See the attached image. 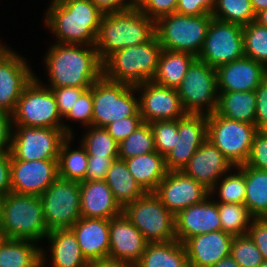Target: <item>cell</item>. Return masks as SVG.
Returning <instances> with one entry per match:
<instances>
[{
  "instance_id": "cell-41",
  "label": "cell",
  "mask_w": 267,
  "mask_h": 267,
  "mask_svg": "<svg viewBox=\"0 0 267 267\" xmlns=\"http://www.w3.org/2000/svg\"><path fill=\"white\" fill-rule=\"evenodd\" d=\"M89 132L81 140L89 156L118 157L116 142L103 127L90 126Z\"/></svg>"
},
{
  "instance_id": "cell-50",
  "label": "cell",
  "mask_w": 267,
  "mask_h": 267,
  "mask_svg": "<svg viewBox=\"0 0 267 267\" xmlns=\"http://www.w3.org/2000/svg\"><path fill=\"white\" fill-rule=\"evenodd\" d=\"M118 157H96L88 155L85 181L105 180L112 162Z\"/></svg>"
},
{
  "instance_id": "cell-64",
  "label": "cell",
  "mask_w": 267,
  "mask_h": 267,
  "mask_svg": "<svg viewBox=\"0 0 267 267\" xmlns=\"http://www.w3.org/2000/svg\"><path fill=\"white\" fill-rule=\"evenodd\" d=\"M1 201H2V196H0V213H1Z\"/></svg>"
},
{
  "instance_id": "cell-37",
  "label": "cell",
  "mask_w": 267,
  "mask_h": 267,
  "mask_svg": "<svg viewBox=\"0 0 267 267\" xmlns=\"http://www.w3.org/2000/svg\"><path fill=\"white\" fill-rule=\"evenodd\" d=\"M217 204L222 231L230 233L233 236L246 234L248 232L254 217L245 204Z\"/></svg>"
},
{
  "instance_id": "cell-8",
  "label": "cell",
  "mask_w": 267,
  "mask_h": 267,
  "mask_svg": "<svg viewBox=\"0 0 267 267\" xmlns=\"http://www.w3.org/2000/svg\"><path fill=\"white\" fill-rule=\"evenodd\" d=\"M136 87L126 83L110 81L101 76L92 85V126L105 128L118 119L141 116Z\"/></svg>"
},
{
  "instance_id": "cell-13",
  "label": "cell",
  "mask_w": 267,
  "mask_h": 267,
  "mask_svg": "<svg viewBox=\"0 0 267 267\" xmlns=\"http://www.w3.org/2000/svg\"><path fill=\"white\" fill-rule=\"evenodd\" d=\"M47 228L70 229L80 218L79 182L57 178L40 195Z\"/></svg>"
},
{
  "instance_id": "cell-33",
  "label": "cell",
  "mask_w": 267,
  "mask_h": 267,
  "mask_svg": "<svg viewBox=\"0 0 267 267\" xmlns=\"http://www.w3.org/2000/svg\"><path fill=\"white\" fill-rule=\"evenodd\" d=\"M195 59L194 55L187 52L163 49L152 81L159 85L176 89Z\"/></svg>"
},
{
  "instance_id": "cell-62",
  "label": "cell",
  "mask_w": 267,
  "mask_h": 267,
  "mask_svg": "<svg viewBox=\"0 0 267 267\" xmlns=\"http://www.w3.org/2000/svg\"><path fill=\"white\" fill-rule=\"evenodd\" d=\"M260 267H267V260H264Z\"/></svg>"
},
{
  "instance_id": "cell-24",
  "label": "cell",
  "mask_w": 267,
  "mask_h": 267,
  "mask_svg": "<svg viewBox=\"0 0 267 267\" xmlns=\"http://www.w3.org/2000/svg\"><path fill=\"white\" fill-rule=\"evenodd\" d=\"M233 235L217 230L189 238L185 243L189 267H212L230 255Z\"/></svg>"
},
{
  "instance_id": "cell-53",
  "label": "cell",
  "mask_w": 267,
  "mask_h": 267,
  "mask_svg": "<svg viewBox=\"0 0 267 267\" xmlns=\"http://www.w3.org/2000/svg\"><path fill=\"white\" fill-rule=\"evenodd\" d=\"M13 133L12 115L0 111V153L10 152Z\"/></svg>"
},
{
  "instance_id": "cell-61",
  "label": "cell",
  "mask_w": 267,
  "mask_h": 267,
  "mask_svg": "<svg viewBox=\"0 0 267 267\" xmlns=\"http://www.w3.org/2000/svg\"><path fill=\"white\" fill-rule=\"evenodd\" d=\"M7 239L3 230L1 229V226H0V245L2 244V242Z\"/></svg>"
},
{
  "instance_id": "cell-22",
  "label": "cell",
  "mask_w": 267,
  "mask_h": 267,
  "mask_svg": "<svg viewBox=\"0 0 267 267\" xmlns=\"http://www.w3.org/2000/svg\"><path fill=\"white\" fill-rule=\"evenodd\" d=\"M210 198L211 195L175 216L176 240L184 244L196 235L221 230L217 201H211Z\"/></svg>"
},
{
  "instance_id": "cell-3",
  "label": "cell",
  "mask_w": 267,
  "mask_h": 267,
  "mask_svg": "<svg viewBox=\"0 0 267 267\" xmlns=\"http://www.w3.org/2000/svg\"><path fill=\"white\" fill-rule=\"evenodd\" d=\"M155 35V21L150 19L138 8L104 13L95 48L100 61L109 55L149 41Z\"/></svg>"
},
{
  "instance_id": "cell-52",
  "label": "cell",
  "mask_w": 267,
  "mask_h": 267,
  "mask_svg": "<svg viewBox=\"0 0 267 267\" xmlns=\"http://www.w3.org/2000/svg\"><path fill=\"white\" fill-rule=\"evenodd\" d=\"M247 233L267 260V218H254Z\"/></svg>"
},
{
  "instance_id": "cell-1",
  "label": "cell",
  "mask_w": 267,
  "mask_h": 267,
  "mask_svg": "<svg viewBox=\"0 0 267 267\" xmlns=\"http://www.w3.org/2000/svg\"><path fill=\"white\" fill-rule=\"evenodd\" d=\"M45 56L49 87L91 88L102 76V62L94 45L54 43Z\"/></svg>"
},
{
  "instance_id": "cell-40",
  "label": "cell",
  "mask_w": 267,
  "mask_h": 267,
  "mask_svg": "<svg viewBox=\"0 0 267 267\" xmlns=\"http://www.w3.org/2000/svg\"><path fill=\"white\" fill-rule=\"evenodd\" d=\"M243 45L245 57L267 68V27L255 21L243 26Z\"/></svg>"
},
{
  "instance_id": "cell-47",
  "label": "cell",
  "mask_w": 267,
  "mask_h": 267,
  "mask_svg": "<svg viewBox=\"0 0 267 267\" xmlns=\"http://www.w3.org/2000/svg\"><path fill=\"white\" fill-rule=\"evenodd\" d=\"M52 90L56 103L58 106V110L62 118H64L75 102L77 101L78 97L87 89L90 88H77V87H48Z\"/></svg>"
},
{
  "instance_id": "cell-43",
  "label": "cell",
  "mask_w": 267,
  "mask_h": 267,
  "mask_svg": "<svg viewBox=\"0 0 267 267\" xmlns=\"http://www.w3.org/2000/svg\"><path fill=\"white\" fill-rule=\"evenodd\" d=\"M150 127L154 136L156 152L166 156L176 146L178 133V119L153 121Z\"/></svg>"
},
{
  "instance_id": "cell-32",
  "label": "cell",
  "mask_w": 267,
  "mask_h": 267,
  "mask_svg": "<svg viewBox=\"0 0 267 267\" xmlns=\"http://www.w3.org/2000/svg\"><path fill=\"white\" fill-rule=\"evenodd\" d=\"M216 113L231 120L255 125V91L218 92Z\"/></svg>"
},
{
  "instance_id": "cell-25",
  "label": "cell",
  "mask_w": 267,
  "mask_h": 267,
  "mask_svg": "<svg viewBox=\"0 0 267 267\" xmlns=\"http://www.w3.org/2000/svg\"><path fill=\"white\" fill-rule=\"evenodd\" d=\"M79 187L81 217L110 220L122 213L105 180L82 181Z\"/></svg>"
},
{
  "instance_id": "cell-23",
  "label": "cell",
  "mask_w": 267,
  "mask_h": 267,
  "mask_svg": "<svg viewBox=\"0 0 267 267\" xmlns=\"http://www.w3.org/2000/svg\"><path fill=\"white\" fill-rule=\"evenodd\" d=\"M218 92L255 91L267 76V68L255 60L242 57L217 69Z\"/></svg>"
},
{
  "instance_id": "cell-51",
  "label": "cell",
  "mask_w": 267,
  "mask_h": 267,
  "mask_svg": "<svg viewBox=\"0 0 267 267\" xmlns=\"http://www.w3.org/2000/svg\"><path fill=\"white\" fill-rule=\"evenodd\" d=\"M256 116L255 126L257 130H267V76L255 89Z\"/></svg>"
},
{
  "instance_id": "cell-44",
  "label": "cell",
  "mask_w": 267,
  "mask_h": 267,
  "mask_svg": "<svg viewBox=\"0 0 267 267\" xmlns=\"http://www.w3.org/2000/svg\"><path fill=\"white\" fill-rule=\"evenodd\" d=\"M178 0H134V7L155 22L166 15L176 12Z\"/></svg>"
},
{
  "instance_id": "cell-5",
  "label": "cell",
  "mask_w": 267,
  "mask_h": 267,
  "mask_svg": "<svg viewBox=\"0 0 267 267\" xmlns=\"http://www.w3.org/2000/svg\"><path fill=\"white\" fill-rule=\"evenodd\" d=\"M0 226L6 238L36 243L46 238L47 228L40 196L8 193L2 197Z\"/></svg>"
},
{
  "instance_id": "cell-20",
  "label": "cell",
  "mask_w": 267,
  "mask_h": 267,
  "mask_svg": "<svg viewBox=\"0 0 267 267\" xmlns=\"http://www.w3.org/2000/svg\"><path fill=\"white\" fill-rule=\"evenodd\" d=\"M148 242L122 212L110 219L109 258L132 264L140 260Z\"/></svg>"
},
{
  "instance_id": "cell-38",
  "label": "cell",
  "mask_w": 267,
  "mask_h": 267,
  "mask_svg": "<svg viewBox=\"0 0 267 267\" xmlns=\"http://www.w3.org/2000/svg\"><path fill=\"white\" fill-rule=\"evenodd\" d=\"M212 17L245 26L255 21L256 14L250 0H216Z\"/></svg>"
},
{
  "instance_id": "cell-42",
  "label": "cell",
  "mask_w": 267,
  "mask_h": 267,
  "mask_svg": "<svg viewBox=\"0 0 267 267\" xmlns=\"http://www.w3.org/2000/svg\"><path fill=\"white\" fill-rule=\"evenodd\" d=\"M230 255L240 267H260L264 261L261 252L248 233L233 237Z\"/></svg>"
},
{
  "instance_id": "cell-36",
  "label": "cell",
  "mask_w": 267,
  "mask_h": 267,
  "mask_svg": "<svg viewBox=\"0 0 267 267\" xmlns=\"http://www.w3.org/2000/svg\"><path fill=\"white\" fill-rule=\"evenodd\" d=\"M155 151L153 132L150 124L146 122H143L127 138L118 143V159L121 160Z\"/></svg>"
},
{
  "instance_id": "cell-56",
  "label": "cell",
  "mask_w": 267,
  "mask_h": 267,
  "mask_svg": "<svg viewBox=\"0 0 267 267\" xmlns=\"http://www.w3.org/2000/svg\"><path fill=\"white\" fill-rule=\"evenodd\" d=\"M87 267H134L132 264L111 258L90 260Z\"/></svg>"
},
{
  "instance_id": "cell-21",
  "label": "cell",
  "mask_w": 267,
  "mask_h": 267,
  "mask_svg": "<svg viewBox=\"0 0 267 267\" xmlns=\"http://www.w3.org/2000/svg\"><path fill=\"white\" fill-rule=\"evenodd\" d=\"M234 168L222 152L206 139L181 171L211 190L217 182L220 183L222 176Z\"/></svg>"
},
{
  "instance_id": "cell-27",
  "label": "cell",
  "mask_w": 267,
  "mask_h": 267,
  "mask_svg": "<svg viewBox=\"0 0 267 267\" xmlns=\"http://www.w3.org/2000/svg\"><path fill=\"white\" fill-rule=\"evenodd\" d=\"M51 263L53 267H87L88 260L83 255L76 235L71 229L49 231Z\"/></svg>"
},
{
  "instance_id": "cell-4",
  "label": "cell",
  "mask_w": 267,
  "mask_h": 267,
  "mask_svg": "<svg viewBox=\"0 0 267 267\" xmlns=\"http://www.w3.org/2000/svg\"><path fill=\"white\" fill-rule=\"evenodd\" d=\"M163 48L156 34L147 42L124 48L102 62V76L110 81L136 86L152 81Z\"/></svg>"
},
{
  "instance_id": "cell-54",
  "label": "cell",
  "mask_w": 267,
  "mask_h": 267,
  "mask_svg": "<svg viewBox=\"0 0 267 267\" xmlns=\"http://www.w3.org/2000/svg\"><path fill=\"white\" fill-rule=\"evenodd\" d=\"M11 154L0 153V196L11 193Z\"/></svg>"
},
{
  "instance_id": "cell-31",
  "label": "cell",
  "mask_w": 267,
  "mask_h": 267,
  "mask_svg": "<svg viewBox=\"0 0 267 267\" xmlns=\"http://www.w3.org/2000/svg\"><path fill=\"white\" fill-rule=\"evenodd\" d=\"M105 182L122 209L146 193L129 172L125 161L121 159L112 162L107 171Z\"/></svg>"
},
{
  "instance_id": "cell-49",
  "label": "cell",
  "mask_w": 267,
  "mask_h": 267,
  "mask_svg": "<svg viewBox=\"0 0 267 267\" xmlns=\"http://www.w3.org/2000/svg\"><path fill=\"white\" fill-rule=\"evenodd\" d=\"M216 0H178L176 13L199 16L212 14Z\"/></svg>"
},
{
  "instance_id": "cell-10",
  "label": "cell",
  "mask_w": 267,
  "mask_h": 267,
  "mask_svg": "<svg viewBox=\"0 0 267 267\" xmlns=\"http://www.w3.org/2000/svg\"><path fill=\"white\" fill-rule=\"evenodd\" d=\"M176 90L187 114L216 112L219 95L217 71L206 62L196 58Z\"/></svg>"
},
{
  "instance_id": "cell-7",
  "label": "cell",
  "mask_w": 267,
  "mask_h": 267,
  "mask_svg": "<svg viewBox=\"0 0 267 267\" xmlns=\"http://www.w3.org/2000/svg\"><path fill=\"white\" fill-rule=\"evenodd\" d=\"M55 96L35 76L24 88L16 109L12 114L13 125L42 128H63L68 136H73L69 126L64 125ZM63 123V124H62Z\"/></svg>"
},
{
  "instance_id": "cell-46",
  "label": "cell",
  "mask_w": 267,
  "mask_h": 267,
  "mask_svg": "<svg viewBox=\"0 0 267 267\" xmlns=\"http://www.w3.org/2000/svg\"><path fill=\"white\" fill-rule=\"evenodd\" d=\"M246 166L267 170V130H257Z\"/></svg>"
},
{
  "instance_id": "cell-29",
  "label": "cell",
  "mask_w": 267,
  "mask_h": 267,
  "mask_svg": "<svg viewBox=\"0 0 267 267\" xmlns=\"http://www.w3.org/2000/svg\"><path fill=\"white\" fill-rule=\"evenodd\" d=\"M36 244L30 240L5 239L0 245V267H44L46 253Z\"/></svg>"
},
{
  "instance_id": "cell-26",
  "label": "cell",
  "mask_w": 267,
  "mask_h": 267,
  "mask_svg": "<svg viewBox=\"0 0 267 267\" xmlns=\"http://www.w3.org/2000/svg\"><path fill=\"white\" fill-rule=\"evenodd\" d=\"M109 225L110 220L81 217L70 228L88 261L109 257Z\"/></svg>"
},
{
  "instance_id": "cell-18",
  "label": "cell",
  "mask_w": 267,
  "mask_h": 267,
  "mask_svg": "<svg viewBox=\"0 0 267 267\" xmlns=\"http://www.w3.org/2000/svg\"><path fill=\"white\" fill-rule=\"evenodd\" d=\"M27 63L11 49L0 56V111L12 115L24 88L35 77Z\"/></svg>"
},
{
  "instance_id": "cell-17",
  "label": "cell",
  "mask_w": 267,
  "mask_h": 267,
  "mask_svg": "<svg viewBox=\"0 0 267 267\" xmlns=\"http://www.w3.org/2000/svg\"><path fill=\"white\" fill-rule=\"evenodd\" d=\"M207 139V115L186 114L178 119L176 146L165 156L168 171H181Z\"/></svg>"
},
{
  "instance_id": "cell-34",
  "label": "cell",
  "mask_w": 267,
  "mask_h": 267,
  "mask_svg": "<svg viewBox=\"0 0 267 267\" xmlns=\"http://www.w3.org/2000/svg\"><path fill=\"white\" fill-rule=\"evenodd\" d=\"M246 196L244 204L254 218H267V170L244 164Z\"/></svg>"
},
{
  "instance_id": "cell-57",
  "label": "cell",
  "mask_w": 267,
  "mask_h": 267,
  "mask_svg": "<svg viewBox=\"0 0 267 267\" xmlns=\"http://www.w3.org/2000/svg\"><path fill=\"white\" fill-rule=\"evenodd\" d=\"M212 267H240V265L229 255L219 260Z\"/></svg>"
},
{
  "instance_id": "cell-60",
  "label": "cell",
  "mask_w": 267,
  "mask_h": 267,
  "mask_svg": "<svg viewBox=\"0 0 267 267\" xmlns=\"http://www.w3.org/2000/svg\"><path fill=\"white\" fill-rule=\"evenodd\" d=\"M10 49L6 45H1L0 43V56L8 52Z\"/></svg>"
},
{
  "instance_id": "cell-11",
  "label": "cell",
  "mask_w": 267,
  "mask_h": 267,
  "mask_svg": "<svg viewBox=\"0 0 267 267\" xmlns=\"http://www.w3.org/2000/svg\"><path fill=\"white\" fill-rule=\"evenodd\" d=\"M256 131L254 124L231 120L216 112L207 115V139L234 167L248 160Z\"/></svg>"
},
{
  "instance_id": "cell-63",
  "label": "cell",
  "mask_w": 267,
  "mask_h": 267,
  "mask_svg": "<svg viewBox=\"0 0 267 267\" xmlns=\"http://www.w3.org/2000/svg\"><path fill=\"white\" fill-rule=\"evenodd\" d=\"M63 1H66V0H52V2H63Z\"/></svg>"
},
{
  "instance_id": "cell-16",
  "label": "cell",
  "mask_w": 267,
  "mask_h": 267,
  "mask_svg": "<svg viewBox=\"0 0 267 267\" xmlns=\"http://www.w3.org/2000/svg\"><path fill=\"white\" fill-rule=\"evenodd\" d=\"M154 193L176 216L183 209L205 200L210 195V190L182 171H168Z\"/></svg>"
},
{
  "instance_id": "cell-30",
  "label": "cell",
  "mask_w": 267,
  "mask_h": 267,
  "mask_svg": "<svg viewBox=\"0 0 267 267\" xmlns=\"http://www.w3.org/2000/svg\"><path fill=\"white\" fill-rule=\"evenodd\" d=\"M134 267H189L185 246L178 240L148 243Z\"/></svg>"
},
{
  "instance_id": "cell-6",
  "label": "cell",
  "mask_w": 267,
  "mask_h": 267,
  "mask_svg": "<svg viewBox=\"0 0 267 267\" xmlns=\"http://www.w3.org/2000/svg\"><path fill=\"white\" fill-rule=\"evenodd\" d=\"M212 19V14L190 16L175 12L155 22V34L163 49L187 52L197 58Z\"/></svg>"
},
{
  "instance_id": "cell-9",
  "label": "cell",
  "mask_w": 267,
  "mask_h": 267,
  "mask_svg": "<svg viewBox=\"0 0 267 267\" xmlns=\"http://www.w3.org/2000/svg\"><path fill=\"white\" fill-rule=\"evenodd\" d=\"M122 212L148 243L176 240L175 216L154 192H146L127 204Z\"/></svg>"
},
{
  "instance_id": "cell-12",
  "label": "cell",
  "mask_w": 267,
  "mask_h": 267,
  "mask_svg": "<svg viewBox=\"0 0 267 267\" xmlns=\"http://www.w3.org/2000/svg\"><path fill=\"white\" fill-rule=\"evenodd\" d=\"M13 126L11 160H58L61 145L68 137L63 128Z\"/></svg>"
},
{
  "instance_id": "cell-28",
  "label": "cell",
  "mask_w": 267,
  "mask_h": 267,
  "mask_svg": "<svg viewBox=\"0 0 267 267\" xmlns=\"http://www.w3.org/2000/svg\"><path fill=\"white\" fill-rule=\"evenodd\" d=\"M124 161L129 172L146 192H154L168 173L165 156L156 151Z\"/></svg>"
},
{
  "instance_id": "cell-35",
  "label": "cell",
  "mask_w": 267,
  "mask_h": 267,
  "mask_svg": "<svg viewBox=\"0 0 267 267\" xmlns=\"http://www.w3.org/2000/svg\"><path fill=\"white\" fill-rule=\"evenodd\" d=\"M72 139L73 136H68L61 145L57 160L58 177L82 182L86 177L88 154L82 144L79 147L81 149H70L69 143Z\"/></svg>"
},
{
  "instance_id": "cell-2",
  "label": "cell",
  "mask_w": 267,
  "mask_h": 267,
  "mask_svg": "<svg viewBox=\"0 0 267 267\" xmlns=\"http://www.w3.org/2000/svg\"><path fill=\"white\" fill-rule=\"evenodd\" d=\"M104 13L91 0L52 2L45 24L61 44L94 45Z\"/></svg>"
},
{
  "instance_id": "cell-15",
  "label": "cell",
  "mask_w": 267,
  "mask_h": 267,
  "mask_svg": "<svg viewBox=\"0 0 267 267\" xmlns=\"http://www.w3.org/2000/svg\"><path fill=\"white\" fill-rule=\"evenodd\" d=\"M136 91L141 90L139 98V113L142 121L175 120L184 117V111L177 90L147 81L136 85Z\"/></svg>"
},
{
  "instance_id": "cell-55",
  "label": "cell",
  "mask_w": 267,
  "mask_h": 267,
  "mask_svg": "<svg viewBox=\"0 0 267 267\" xmlns=\"http://www.w3.org/2000/svg\"><path fill=\"white\" fill-rule=\"evenodd\" d=\"M103 13L120 12L134 7V0H91ZM126 1V2H125Z\"/></svg>"
},
{
  "instance_id": "cell-48",
  "label": "cell",
  "mask_w": 267,
  "mask_h": 267,
  "mask_svg": "<svg viewBox=\"0 0 267 267\" xmlns=\"http://www.w3.org/2000/svg\"><path fill=\"white\" fill-rule=\"evenodd\" d=\"M142 123L141 116H131L118 119L117 121L108 124L105 129L108 131L109 135L119 143L134 132Z\"/></svg>"
},
{
  "instance_id": "cell-58",
  "label": "cell",
  "mask_w": 267,
  "mask_h": 267,
  "mask_svg": "<svg viewBox=\"0 0 267 267\" xmlns=\"http://www.w3.org/2000/svg\"><path fill=\"white\" fill-rule=\"evenodd\" d=\"M255 22L261 26L267 27V8L256 14Z\"/></svg>"
},
{
  "instance_id": "cell-14",
  "label": "cell",
  "mask_w": 267,
  "mask_h": 267,
  "mask_svg": "<svg viewBox=\"0 0 267 267\" xmlns=\"http://www.w3.org/2000/svg\"><path fill=\"white\" fill-rule=\"evenodd\" d=\"M244 56L243 26L213 18L197 59L217 69Z\"/></svg>"
},
{
  "instance_id": "cell-59",
  "label": "cell",
  "mask_w": 267,
  "mask_h": 267,
  "mask_svg": "<svg viewBox=\"0 0 267 267\" xmlns=\"http://www.w3.org/2000/svg\"><path fill=\"white\" fill-rule=\"evenodd\" d=\"M255 14L267 8V0H250Z\"/></svg>"
},
{
  "instance_id": "cell-45",
  "label": "cell",
  "mask_w": 267,
  "mask_h": 267,
  "mask_svg": "<svg viewBox=\"0 0 267 267\" xmlns=\"http://www.w3.org/2000/svg\"><path fill=\"white\" fill-rule=\"evenodd\" d=\"M70 120H77L83 123V125L92 126L93 118V99H92V87L85 90L77 99L69 113L64 117Z\"/></svg>"
},
{
  "instance_id": "cell-19",
  "label": "cell",
  "mask_w": 267,
  "mask_h": 267,
  "mask_svg": "<svg viewBox=\"0 0 267 267\" xmlns=\"http://www.w3.org/2000/svg\"><path fill=\"white\" fill-rule=\"evenodd\" d=\"M11 192L40 196L58 178L57 160H11Z\"/></svg>"
},
{
  "instance_id": "cell-39",
  "label": "cell",
  "mask_w": 267,
  "mask_h": 267,
  "mask_svg": "<svg viewBox=\"0 0 267 267\" xmlns=\"http://www.w3.org/2000/svg\"><path fill=\"white\" fill-rule=\"evenodd\" d=\"M238 172L225 175L221 181L220 186L218 182L210 190V195L218 189L220 201L217 203H235L244 204L246 196V181L244 176V164L235 167ZM218 185V187H217Z\"/></svg>"
}]
</instances>
